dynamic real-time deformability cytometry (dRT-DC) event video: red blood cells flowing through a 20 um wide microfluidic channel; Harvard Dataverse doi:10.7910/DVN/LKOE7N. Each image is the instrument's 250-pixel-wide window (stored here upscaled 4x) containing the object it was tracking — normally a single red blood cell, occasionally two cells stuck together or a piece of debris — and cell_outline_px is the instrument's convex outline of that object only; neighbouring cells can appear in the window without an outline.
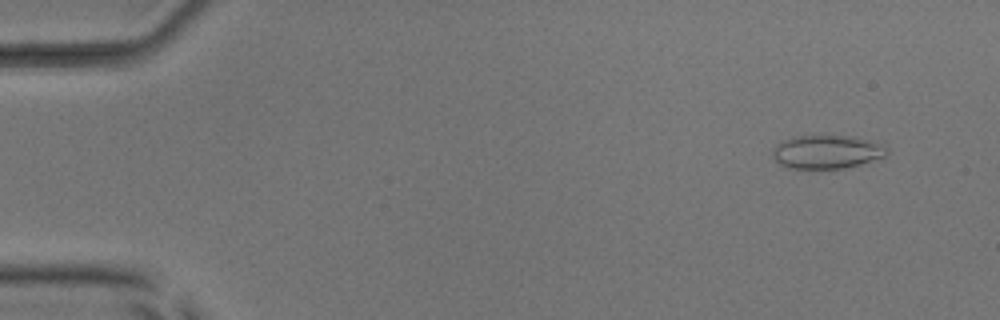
{"species": "common noctule bat (a hibernating species)", "species_latin": "Nyctalus noctula", "temperature_condition": "room temperature", "stored_images_in_passage": 52, "camera_frame_rate_fps": 3000, "um_per_image_px": 0.085, "animal": {"sex": "male", "body_mass_g": 17.9, "forearm_length_mm": 54.2}, "frame": {"image": 1, "passage_image": 4, "time_ms": 1.0, "image_size_px": [1000, 320], "cell_outline_px": [[888, 152], [884, 156], [860, 164], [844, 168], [788, 168], [780, 164], [772, 156], [772, 148], [776, 144], [784, 140], [796, 136], [852, 136], [872, 140], [880, 144]], "centroid_in_image_um": [70.24, 12.9], "position_along_channel_um": 14.8, "area_um2": 22.08}}
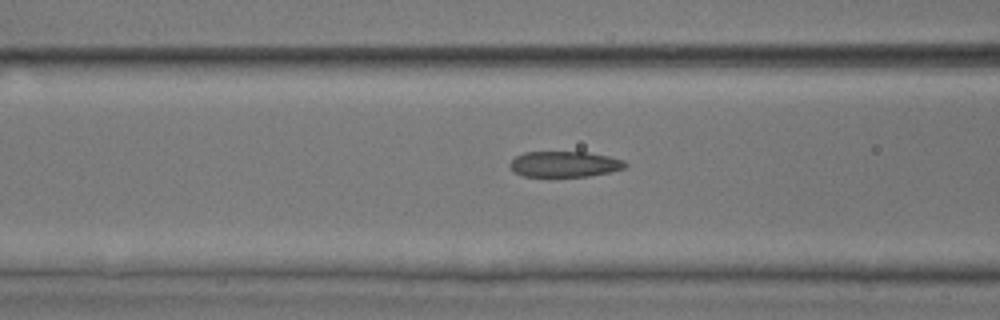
{"frame": {"image": 2, "passage_image": 21, "time_ms": 6.667, "image_size_px": [1000, 320], "cell_outline_px": [[628, 164], [624, 168], [608, 172], [588, 176], [524, 176], [516, 172], [508, 164], [516, 156], [524, 152], [588, 152], [608, 156], [624, 160]], "centroid_in_image_um": [48.0, 13.94], "position_along_channel_um": 118.6, "area_um2": 17.11}}
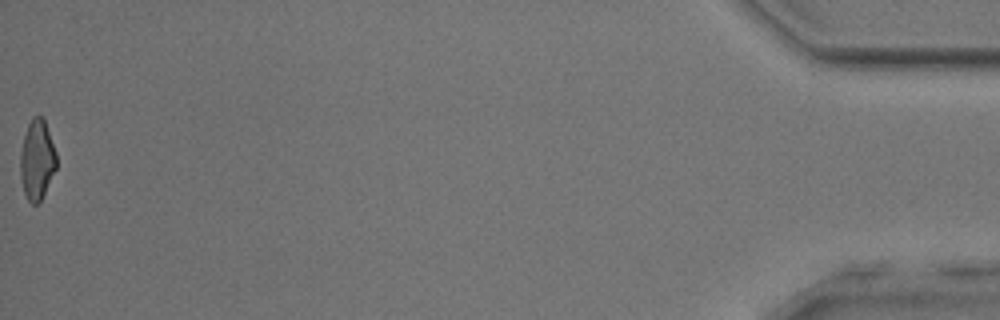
{"frame": {"image": 3, "passage_image": 52, "time_ms": 17.0, "image_size_px": [1000, 320], "cell_outline_px": [[56, 168], [40, 200], [36, 204], [32, 204], [28, 200], [24, 192], [20, 176], [20, 152], [24, 136], [28, 124], [32, 116], [44, 116], [56, 152]], "centroid_in_image_um": [3.14, 13.53], "position_along_channel_um": 432.1, "area_um2": 16.76}, "authors_computed_cell_mechanics": {"area_um2": 18.0047, "velocity_mm_per_s": 3.9922, "shape_relaxation_time_tau1_ms": 3.5896, "shape_relaxation_time_tau2_ms": 2.2898, "deformation_change_tau1": 0.1444, "deformation_change_tau2": 0.1148}}